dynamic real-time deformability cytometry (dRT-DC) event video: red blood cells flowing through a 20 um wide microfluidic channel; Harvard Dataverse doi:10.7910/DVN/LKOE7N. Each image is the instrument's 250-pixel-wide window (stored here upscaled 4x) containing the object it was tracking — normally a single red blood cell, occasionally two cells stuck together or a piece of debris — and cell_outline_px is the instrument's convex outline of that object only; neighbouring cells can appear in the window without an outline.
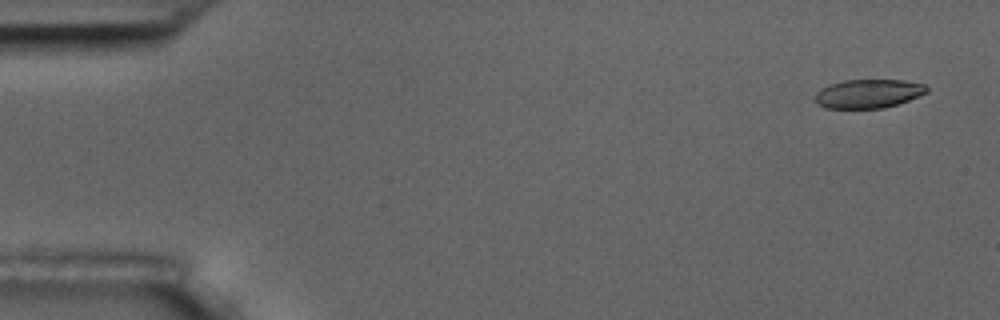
{"species": "common noctule bat (a hibernating species)", "species_latin": "Nyctalus noctula", "temperature_condition": "room temperature", "stored_images_in_passage": 5, "camera_frame_rate_fps": 3000, "um_per_image_px": 0.085, "animal": {"sex": "male", "body_mass_g": 17.5, "forearm_length_mm": 52.3}, "frame": {"image": 1, "passage_image": 1, "time_ms": 0.0, "image_size_px": [1000, 320], "cell_outline_px": [[928, 92], [908, 100], [884, 108], [824, 108], [816, 104], [816, 92], [820, 88], [828, 84], [844, 80], [904, 80], [924, 84], [928, 88]], "centroid_in_image_um": [73.78, 7.95], "position_along_channel_um": 11.2, "area_um2": 18.79}}
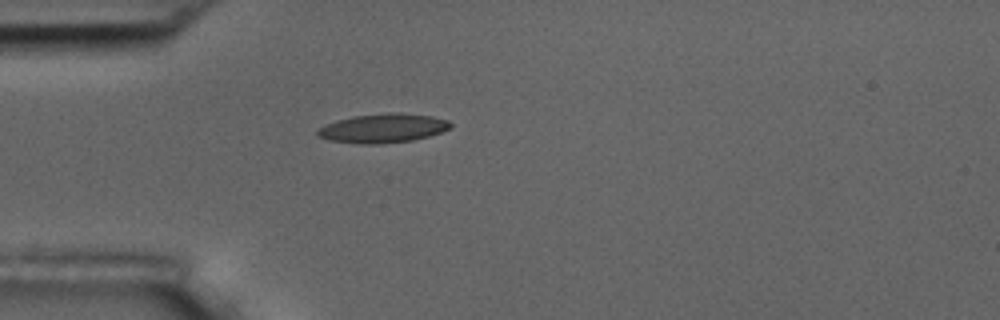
{"frame": {"image": 2, "passage_image": 5, "time_ms": 4.333, "image_size_px": [1000, 320], "cell_outline_px": [[452, 128], [428, 136], [412, 140], [380, 144], [364, 144], [328, 140], [316, 136], [316, 128], [324, 124], [336, 120], [352, 116], [388, 112], [400, 112], [432, 116], [448, 120], [452, 124]], "centroid_in_image_um": [32.51, 10.89], "position_along_channel_um": 52.5, "area_um2": 22.83}}